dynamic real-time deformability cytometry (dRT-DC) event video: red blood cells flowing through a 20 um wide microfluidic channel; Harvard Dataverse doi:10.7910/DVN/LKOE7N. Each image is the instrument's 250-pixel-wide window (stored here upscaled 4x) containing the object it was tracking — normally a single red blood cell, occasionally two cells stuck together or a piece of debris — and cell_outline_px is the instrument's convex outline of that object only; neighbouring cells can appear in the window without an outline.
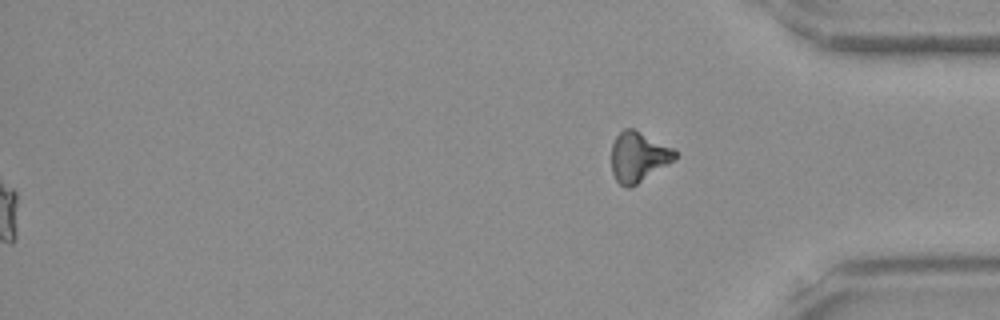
{"species": "Egyptian fruit bat (a non-hibernating species)", "species_latin": "Rousettus aegyptiacus", "temperature_condition": "room temperature", "stored_images_in_passage": 50, "segment_of_instrument_passage": [2, 2], "camera_frame_rate_fps": 3000, "um_per_image_px": 0.085, "frame": {"image": 1, "passage_image": 50, "time_ms": 16.333, "image_size_px": [1000, 320], "cell_outline_px": [[676, 160], [632, 188], [628, 188], [620, 184], [616, 180], [612, 172], [612, 144], [616, 136], [624, 128], [632, 128], [676, 148]], "centroid_in_image_um": [54.3, 13.34], "position_along_channel_um": 380.9, "area_um2": 18.9}}